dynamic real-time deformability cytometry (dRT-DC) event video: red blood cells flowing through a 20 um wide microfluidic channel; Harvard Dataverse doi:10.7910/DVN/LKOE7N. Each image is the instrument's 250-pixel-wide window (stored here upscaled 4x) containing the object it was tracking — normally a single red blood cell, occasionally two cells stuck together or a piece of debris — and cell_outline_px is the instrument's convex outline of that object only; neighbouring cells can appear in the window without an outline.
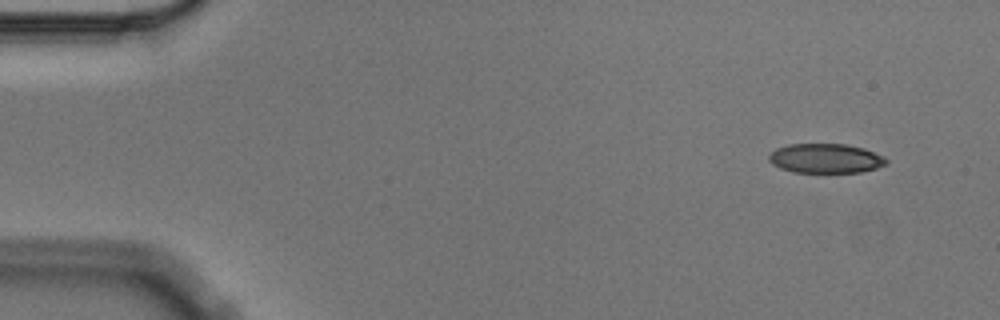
{"species": "Egyptian fruit bat (a non-hibernating species)", "species_latin": "Rousettus aegyptiacus", "temperature_condition": "cold", "stored_images_in_passage": 14, "camera_frame_rate_fps": 3000, "um_per_image_px": 0.085, "animal": {"sex": "male"}, "frame": {"image": 1, "passage_image": 1, "time_ms": 0.0, "image_size_px": [1000, 320], "cell_outline_px": [[888, 164], [876, 168], [860, 172], [792, 172], [780, 168], [772, 164], [768, 160], [768, 156], [776, 148], [788, 144], [844, 144], [864, 148], [884, 156], [888, 160]], "centroid_in_image_um": [70.18, 13.46], "position_along_channel_um": 14.8, "area_um2": 20.23}}
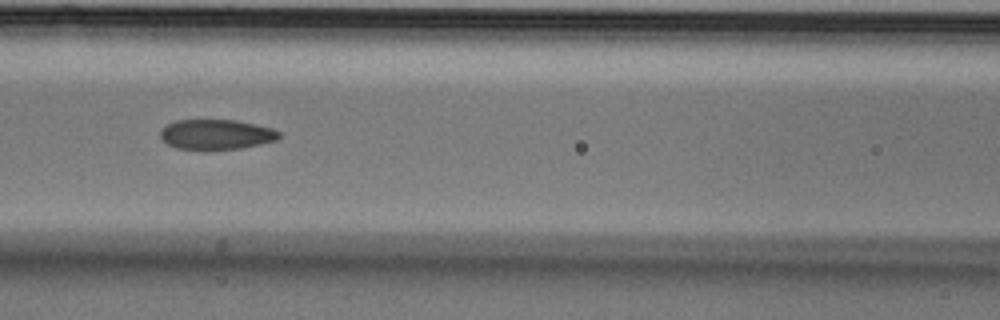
{"frame": {"image": 2, "passage_image": 6, "time_ms": 1.667, "image_size_px": [1000, 320], "cell_outline_px": [[280, 136], [276, 140], [260, 144], [240, 148], [204, 152], [176, 148], [160, 140], [160, 128], [176, 120], [236, 120], [272, 128], [280, 132]], "centroid_in_image_um": [18.32, 11.46], "position_along_channel_um": 148.3, "area_um2": 21.39}}
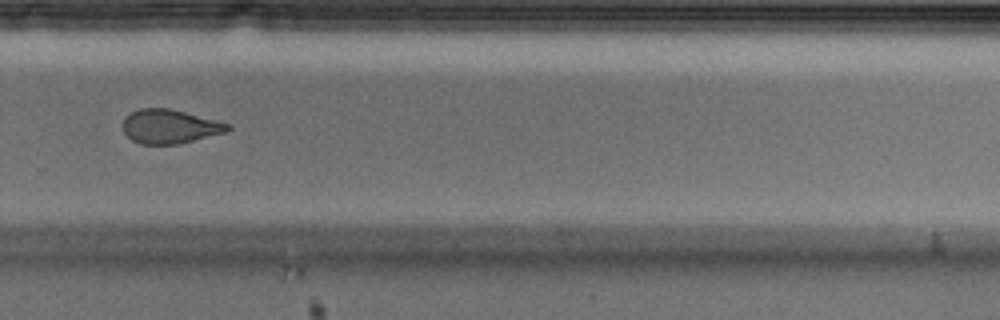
{"frame": {"image": 3, "passage_image": 10, "time_ms": 3.0, "image_size_px": [1000, 320], "cell_outline_px": [[232, 128], [228, 132], [180, 144], [140, 144], [132, 140], [124, 132], [124, 116], [140, 108], [168, 108], [232, 124]], "centroid_in_image_um": [14.47, 10.76], "position_along_channel_um": 315.3, "area_um2": 20.87}}